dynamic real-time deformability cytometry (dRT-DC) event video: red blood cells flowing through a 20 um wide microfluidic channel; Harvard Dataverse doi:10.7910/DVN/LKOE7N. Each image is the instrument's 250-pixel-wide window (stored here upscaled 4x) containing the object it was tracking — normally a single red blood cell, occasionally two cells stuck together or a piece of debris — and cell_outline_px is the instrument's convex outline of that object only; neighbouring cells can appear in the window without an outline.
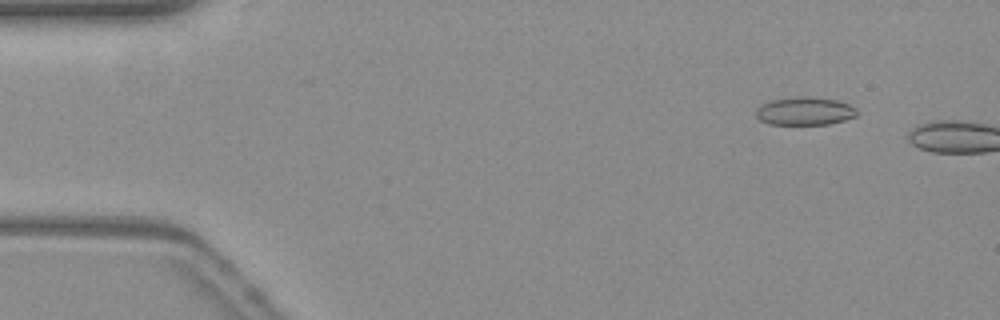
{"species": "common noctule bat (a hibernating species)", "species_latin": "Nyctalus noctula", "temperature_condition": "warm", "stored_images_in_passage": 8, "camera_frame_rate_fps": 3000, "um_per_image_px": 0.085, "animal": {"sex": "female", "body_mass_g": 19.3, "forearm_length_mm": 54.1}, "frame": {"image": 1, "passage_image": 6, "time_ms": 1.667, "image_size_px": [1000, 320], "cell_outline_px": [[856, 116], [844, 120], [828, 124], [772, 124], [760, 120], [756, 116], [756, 112], [764, 104], [772, 100], [800, 96], [804, 96], [836, 100], [848, 104], [856, 108]], "centroid_in_image_um": [68.43, 9.45], "position_along_channel_um": 16.6, "area_um2": 16.13}}